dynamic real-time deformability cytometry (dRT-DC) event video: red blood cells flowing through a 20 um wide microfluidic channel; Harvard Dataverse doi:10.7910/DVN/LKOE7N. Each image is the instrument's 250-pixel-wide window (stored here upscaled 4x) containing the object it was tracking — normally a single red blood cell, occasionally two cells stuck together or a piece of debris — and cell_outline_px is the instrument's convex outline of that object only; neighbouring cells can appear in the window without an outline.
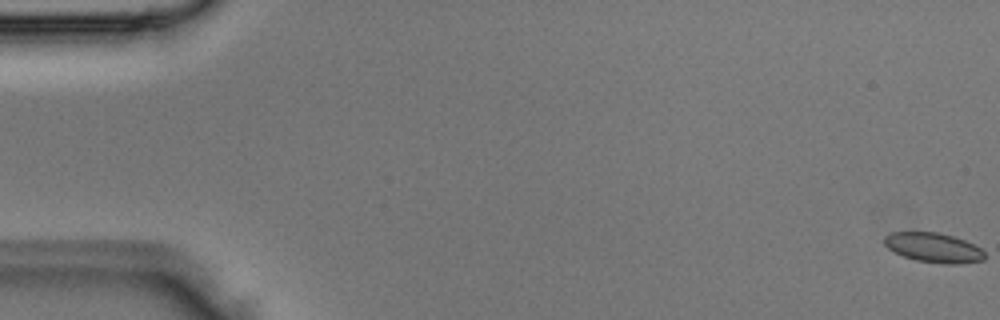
{"species": "Egyptian fruit bat (a non-hibernating species)", "species_latin": "Rousettus aegyptiacus", "temperature_condition": "room temperature", "stored_images_in_passage": 5, "camera_frame_rate_fps": 3000, "um_per_image_px": 0.085, "animal": {"sex": "male"}, "frame": {"image": 1, "passage_image": 1, "time_ms": 0.0, "image_size_px": [1000, 320], "cell_outline_px": [[984, 260], [956, 264], [948, 264], [916, 260], [904, 256], [888, 248], [884, 244], [884, 236], [892, 232], [936, 232], [952, 236], [964, 240], [980, 248], [984, 252]], "centroid_in_image_um": [79.34, 21.04], "position_along_channel_um": 5.7, "area_um2": 17.05}}